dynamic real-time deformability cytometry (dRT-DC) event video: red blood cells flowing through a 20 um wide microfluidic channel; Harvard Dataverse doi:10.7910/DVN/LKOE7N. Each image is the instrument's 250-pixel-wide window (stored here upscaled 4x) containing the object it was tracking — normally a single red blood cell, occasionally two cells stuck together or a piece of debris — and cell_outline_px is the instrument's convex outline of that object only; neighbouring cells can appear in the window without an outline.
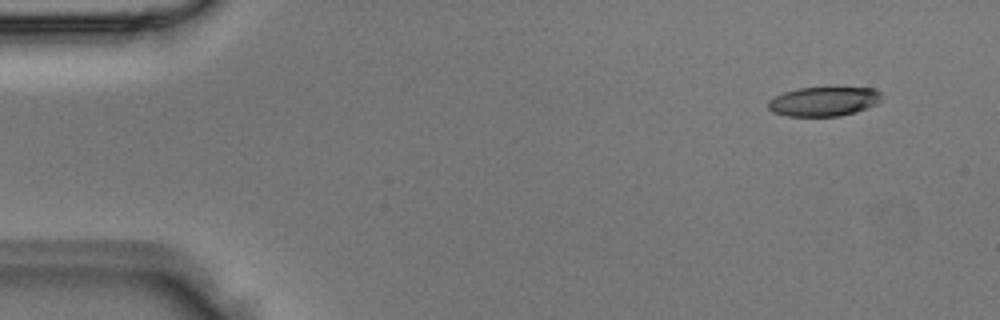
{"species": "Egyptian fruit bat (a non-hibernating species)", "species_latin": "Rousettus aegyptiacus", "temperature_condition": "room temperature", "stored_images_in_passage": 3, "camera_frame_rate_fps": 3000, "um_per_image_px": 0.085, "animal": {"sex": "male"}, "frame": {"image": 1, "passage_image": 1, "time_ms": 0.0, "image_size_px": [1000, 320], "cell_outline_px": [[880, 100], [876, 104], [856, 112], [840, 116], [784, 116], [772, 112], [768, 108], [768, 100], [784, 92], [800, 88], [872, 88], [880, 92]], "centroid_in_image_um": [69.98, 8.64], "position_along_channel_um": 15.0, "area_um2": 19.25}}